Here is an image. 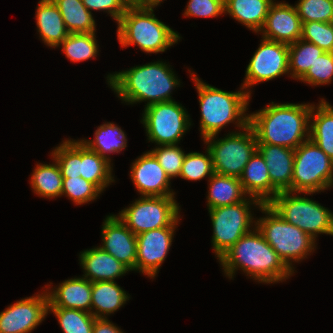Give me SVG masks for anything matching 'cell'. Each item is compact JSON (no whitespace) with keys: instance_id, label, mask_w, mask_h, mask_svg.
I'll use <instances>...</instances> for the list:
<instances>
[{"instance_id":"cell-1","label":"cell","mask_w":333,"mask_h":333,"mask_svg":"<svg viewBox=\"0 0 333 333\" xmlns=\"http://www.w3.org/2000/svg\"><path fill=\"white\" fill-rule=\"evenodd\" d=\"M255 230L244 234L219 258L225 274L232 278L241 268L258 282L273 283L287 279L294 270L283 262L257 227Z\"/></svg>"},{"instance_id":"cell-2","label":"cell","mask_w":333,"mask_h":333,"mask_svg":"<svg viewBox=\"0 0 333 333\" xmlns=\"http://www.w3.org/2000/svg\"><path fill=\"white\" fill-rule=\"evenodd\" d=\"M311 108L312 104L272 102L263 110L249 114V125L255 133L257 143L295 150L309 139Z\"/></svg>"},{"instance_id":"cell-3","label":"cell","mask_w":333,"mask_h":333,"mask_svg":"<svg viewBox=\"0 0 333 333\" xmlns=\"http://www.w3.org/2000/svg\"><path fill=\"white\" fill-rule=\"evenodd\" d=\"M107 80L120 99L130 104L147 100L146 106L173 101L171 90L180 83L160 61L108 75Z\"/></svg>"},{"instance_id":"cell-4","label":"cell","mask_w":333,"mask_h":333,"mask_svg":"<svg viewBox=\"0 0 333 333\" xmlns=\"http://www.w3.org/2000/svg\"><path fill=\"white\" fill-rule=\"evenodd\" d=\"M199 94L201 107L200 130L203 139L217 135L223 126L237 120V125L244 129L249 125L248 109L250 92H226L202 82L195 74L191 75Z\"/></svg>"},{"instance_id":"cell-5","label":"cell","mask_w":333,"mask_h":333,"mask_svg":"<svg viewBox=\"0 0 333 333\" xmlns=\"http://www.w3.org/2000/svg\"><path fill=\"white\" fill-rule=\"evenodd\" d=\"M151 6H128L118 22L121 46L138 45L146 53L164 52L180 40L179 34L155 18Z\"/></svg>"},{"instance_id":"cell-6","label":"cell","mask_w":333,"mask_h":333,"mask_svg":"<svg viewBox=\"0 0 333 333\" xmlns=\"http://www.w3.org/2000/svg\"><path fill=\"white\" fill-rule=\"evenodd\" d=\"M259 209L268 216L255 221L257 229L290 269L292 260L298 262L314 251L315 239L309 234L286 222L267 204Z\"/></svg>"},{"instance_id":"cell-7","label":"cell","mask_w":333,"mask_h":333,"mask_svg":"<svg viewBox=\"0 0 333 333\" xmlns=\"http://www.w3.org/2000/svg\"><path fill=\"white\" fill-rule=\"evenodd\" d=\"M291 192H280L267 204L275 213L313 239L317 234L333 236V213L307 197L294 196Z\"/></svg>"},{"instance_id":"cell-8","label":"cell","mask_w":333,"mask_h":333,"mask_svg":"<svg viewBox=\"0 0 333 333\" xmlns=\"http://www.w3.org/2000/svg\"><path fill=\"white\" fill-rule=\"evenodd\" d=\"M333 185V161L310 139L294 152L292 193L313 194Z\"/></svg>"},{"instance_id":"cell-9","label":"cell","mask_w":333,"mask_h":333,"mask_svg":"<svg viewBox=\"0 0 333 333\" xmlns=\"http://www.w3.org/2000/svg\"><path fill=\"white\" fill-rule=\"evenodd\" d=\"M243 130L246 132H233L219 140L214 139L216 135L204 139L216 174L240 178L249 159L256 153L258 143L253 129L248 125Z\"/></svg>"},{"instance_id":"cell-10","label":"cell","mask_w":333,"mask_h":333,"mask_svg":"<svg viewBox=\"0 0 333 333\" xmlns=\"http://www.w3.org/2000/svg\"><path fill=\"white\" fill-rule=\"evenodd\" d=\"M175 197L154 196L136 200L119 213V219L136 236L162 227H176L179 221V207Z\"/></svg>"},{"instance_id":"cell-11","label":"cell","mask_w":333,"mask_h":333,"mask_svg":"<svg viewBox=\"0 0 333 333\" xmlns=\"http://www.w3.org/2000/svg\"><path fill=\"white\" fill-rule=\"evenodd\" d=\"M263 204L256 198L217 208L208 209L213 225L212 244L218 259L230 249L244 234L250 232L252 222L249 205Z\"/></svg>"},{"instance_id":"cell-12","label":"cell","mask_w":333,"mask_h":333,"mask_svg":"<svg viewBox=\"0 0 333 333\" xmlns=\"http://www.w3.org/2000/svg\"><path fill=\"white\" fill-rule=\"evenodd\" d=\"M175 101L161 102L145 107L142 123L148 140L157 145H177L189 129V116Z\"/></svg>"},{"instance_id":"cell-13","label":"cell","mask_w":333,"mask_h":333,"mask_svg":"<svg viewBox=\"0 0 333 333\" xmlns=\"http://www.w3.org/2000/svg\"><path fill=\"white\" fill-rule=\"evenodd\" d=\"M288 61L287 44L263 38L246 68V78L241 89L289 73Z\"/></svg>"},{"instance_id":"cell-14","label":"cell","mask_w":333,"mask_h":333,"mask_svg":"<svg viewBox=\"0 0 333 333\" xmlns=\"http://www.w3.org/2000/svg\"><path fill=\"white\" fill-rule=\"evenodd\" d=\"M47 313V292L21 299L0 313V333H30Z\"/></svg>"},{"instance_id":"cell-15","label":"cell","mask_w":333,"mask_h":333,"mask_svg":"<svg viewBox=\"0 0 333 333\" xmlns=\"http://www.w3.org/2000/svg\"><path fill=\"white\" fill-rule=\"evenodd\" d=\"M176 227H162L136 236V270L155 277L170 249Z\"/></svg>"},{"instance_id":"cell-16","label":"cell","mask_w":333,"mask_h":333,"mask_svg":"<svg viewBox=\"0 0 333 333\" xmlns=\"http://www.w3.org/2000/svg\"><path fill=\"white\" fill-rule=\"evenodd\" d=\"M260 31L264 39L287 45L301 39L302 21L296 7L284 2H273Z\"/></svg>"},{"instance_id":"cell-17","label":"cell","mask_w":333,"mask_h":333,"mask_svg":"<svg viewBox=\"0 0 333 333\" xmlns=\"http://www.w3.org/2000/svg\"><path fill=\"white\" fill-rule=\"evenodd\" d=\"M131 179L142 196L174 197L169 189L170 178L149 151L132 163Z\"/></svg>"},{"instance_id":"cell-18","label":"cell","mask_w":333,"mask_h":333,"mask_svg":"<svg viewBox=\"0 0 333 333\" xmlns=\"http://www.w3.org/2000/svg\"><path fill=\"white\" fill-rule=\"evenodd\" d=\"M104 221L101 248L131 271L136 270V235L116 215H110Z\"/></svg>"},{"instance_id":"cell-19","label":"cell","mask_w":333,"mask_h":333,"mask_svg":"<svg viewBox=\"0 0 333 333\" xmlns=\"http://www.w3.org/2000/svg\"><path fill=\"white\" fill-rule=\"evenodd\" d=\"M257 151L266 162L272 183V199L280 192L292 193L294 149L278 145L258 144Z\"/></svg>"},{"instance_id":"cell-20","label":"cell","mask_w":333,"mask_h":333,"mask_svg":"<svg viewBox=\"0 0 333 333\" xmlns=\"http://www.w3.org/2000/svg\"><path fill=\"white\" fill-rule=\"evenodd\" d=\"M92 282L72 278L62 282L53 292H47L48 308H71L91 313Z\"/></svg>"},{"instance_id":"cell-21","label":"cell","mask_w":333,"mask_h":333,"mask_svg":"<svg viewBox=\"0 0 333 333\" xmlns=\"http://www.w3.org/2000/svg\"><path fill=\"white\" fill-rule=\"evenodd\" d=\"M80 264L85 270L86 279L91 282L114 281L130 269L101 247L81 252Z\"/></svg>"},{"instance_id":"cell-22","label":"cell","mask_w":333,"mask_h":333,"mask_svg":"<svg viewBox=\"0 0 333 333\" xmlns=\"http://www.w3.org/2000/svg\"><path fill=\"white\" fill-rule=\"evenodd\" d=\"M239 179L244 192L249 194L250 198L254 197L262 204H268L272 200L269 171L264 158L258 151L249 159Z\"/></svg>"},{"instance_id":"cell-23","label":"cell","mask_w":333,"mask_h":333,"mask_svg":"<svg viewBox=\"0 0 333 333\" xmlns=\"http://www.w3.org/2000/svg\"><path fill=\"white\" fill-rule=\"evenodd\" d=\"M35 18L41 39L50 47H58L70 34L53 0H40Z\"/></svg>"},{"instance_id":"cell-24","label":"cell","mask_w":333,"mask_h":333,"mask_svg":"<svg viewBox=\"0 0 333 333\" xmlns=\"http://www.w3.org/2000/svg\"><path fill=\"white\" fill-rule=\"evenodd\" d=\"M273 0H224L225 13L252 29L260 31Z\"/></svg>"},{"instance_id":"cell-25","label":"cell","mask_w":333,"mask_h":333,"mask_svg":"<svg viewBox=\"0 0 333 333\" xmlns=\"http://www.w3.org/2000/svg\"><path fill=\"white\" fill-rule=\"evenodd\" d=\"M316 113H315V109ZM309 125V139L333 161V108L325 100L312 106Z\"/></svg>"},{"instance_id":"cell-26","label":"cell","mask_w":333,"mask_h":333,"mask_svg":"<svg viewBox=\"0 0 333 333\" xmlns=\"http://www.w3.org/2000/svg\"><path fill=\"white\" fill-rule=\"evenodd\" d=\"M126 292L115 281L92 282L91 314L95 318H107L105 314L117 311L128 299ZM103 314V315H102Z\"/></svg>"},{"instance_id":"cell-27","label":"cell","mask_w":333,"mask_h":333,"mask_svg":"<svg viewBox=\"0 0 333 333\" xmlns=\"http://www.w3.org/2000/svg\"><path fill=\"white\" fill-rule=\"evenodd\" d=\"M209 180L208 209L232 205L246 199V193L238 177L214 173Z\"/></svg>"},{"instance_id":"cell-28","label":"cell","mask_w":333,"mask_h":333,"mask_svg":"<svg viewBox=\"0 0 333 333\" xmlns=\"http://www.w3.org/2000/svg\"><path fill=\"white\" fill-rule=\"evenodd\" d=\"M110 162L81 142L80 177L93 183L101 192L114 179Z\"/></svg>"},{"instance_id":"cell-29","label":"cell","mask_w":333,"mask_h":333,"mask_svg":"<svg viewBox=\"0 0 333 333\" xmlns=\"http://www.w3.org/2000/svg\"><path fill=\"white\" fill-rule=\"evenodd\" d=\"M69 33L95 32V20L82 0H53Z\"/></svg>"},{"instance_id":"cell-30","label":"cell","mask_w":333,"mask_h":333,"mask_svg":"<svg viewBox=\"0 0 333 333\" xmlns=\"http://www.w3.org/2000/svg\"><path fill=\"white\" fill-rule=\"evenodd\" d=\"M95 140H81L88 148L98 153L101 157L108 160L107 153H119L127 146V139L124 131L114 123H106L95 131Z\"/></svg>"},{"instance_id":"cell-31","label":"cell","mask_w":333,"mask_h":333,"mask_svg":"<svg viewBox=\"0 0 333 333\" xmlns=\"http://www.w3.org/2000/svg\"><path fill=\"white\" fill-rule=\"evenodd\" d=\"M55 164H38L31 176V186L37 195L54 198L62 193L63 177L56 160Z\"/></svg>"},{"instance_id":"cell-32","label":"cell","mask_w":333,"mask_h":333,"mask_svg":"<svg viewBox=\"0 0 333 333\" xmlns=\"http://www.w3.org/2000/svg\"><path fill=\"white\" fill-rule=\"evenodd\" d=\"M289 50V72L291 77L300 80L313 66L318 56L325 51L317 45L302 39L297 40L293 44L288 45ZM293 71V72H292Z\"/></svg>"},{"instance_id":"cell-33","label":"cell","mask_w":333,"mask_h":333,"mask_svg":"<svg viewBox=\"0 0 333 333\" xmlns=\"http://www.w3.org/2000/svg\"><path fill=\"white\" fill-rule=\"evenodd\" d=\"M95 32L70 33L59 45L62 52L73 62L85 61L96 57L98 53Z\"/></svg>"},{"instance_id":"cell-34","label":"cell","mask_w":333,"mask_h":333,"mask_svg":"<svg viewBox=\"0 0 333 333\" xmlns=\"http://www.w3.org/2000/svg\"><path fill=\"white\" fill-rule=\"evenodd\" d=\"M63 178L80 177L81 141L66 140L52 152Z\"/></svg>"},{"instance_id":"cell-35","label":"cell","mask_w":333,"mask_h":333,"mask_svg":"<svg viewBox=\"0 0 333 333\" xmlns=\"http://www.w3.org/2000/svg\"><path fill=\"white\" fill-rule=\"evenodd\" d=\"M52 311L64 333H93L95 317L88 312L71 308H48Z\"/></svg>"},{"instance_id":"cell-36","label":"cell","mask_w":333,"mask_h":333,"mask_svg":"<svg viewBox=\"0 0 333 333\" xmlns=\"http://www.w3.org/2000/svg\"><path fill=\"white\" fill-rule=\"evenodd\" d=\"M207 155L197 152H191L185 155L180 177L187 180H201L206 175L209 178L215 173L212 157L209 149Z\"/></svg>"},{"instance_id":"cell-37","label":"cell","mask_w":333,"mask_h":333,"mask_svg":"<svg viewBox=\"0 0 333 333\" xmlns=\"http://www.w3.org/2000/svg\"><path fill=\"white\" fill-rule=\"evenodd\" d=\"M301 39L317 45L325 52H333V22H302Z\"/></svg>"},{"instance_id":"cell-38","label":"cell","mask_w":333,"mask_h":333,"mask_svg":"<svg viewBox=\"0 0 333 333\" xmlns=\"http://www.w3.org/2000/svg\"><path fill=\"white\" fill-rule=\"evenodd\" d=\"M296 9L302 22H333V0H299Z\"/></svg>"},{"instance_id":"cell-39","label":"cell","mask_w":333,"mask_h":333,"mask_svg":"<svg viewBox=\"0 0 333 333\" xmlns=\"http://www.w3.org/2000/svg\"><path fill=\"white\" fill-rule=\"evenodd\" d=\"M101 191L82 177L63 178L62 193L77 205L96 199Z\"/></svg>"},{"instance_id":"cell-40","label":"cell","mask_w":333,"mask_h":333,"mask_svg":"<svg viewBox=\"0 0 333 333\" xmlns=\"http://www.w3.org/2000/svg\"><path fill=\"white\" fill-rule=\"evenodd\" d=\"M150 152L155 156L170 179L180 176L186 154L178 145H161Z\"/></svg>"},{"instance_id":"cell-41","label":"cell","mask_w":333,"mask_h":333,"mask_svg":"<svg viewBox=\"0 0 333 333\" xmlns=\"http://www.w3.org/2000/svg\"><path fill=\"white\" fill-rule=\"evenodd\" d=\"M333 77V52H324L318 56L313 66L300 79L311 85H323L332 81Z\"/></svg>"},{"instance_id":"cell-42","label":"cell","mask_w":333,"mask_h":333,"mask_svg":"<svg viewBox=\"0 0 333 333\" xmlns=\"http://www.w3.org/2000/svg\"><path fill=\"white\" fill-rule=\"evenodd\" d=\"M184 16L215 17L225 13L224 0H189Z\"/></svg>"},{"instance_id":"cell-43","label":"cell","mask_w":333,"mask_h":333,"mask_svg":"<svg viewBox=\"0 0 333 333\" xmlns=\"http://www.w3.org/2000/svg\"><path fill=\"white\" fill-rule=\"evenodd\" d=\"M85 7L90 10H105L113 19L120 21L128 5L122 0H82Z\"/></svg>"},{"instance_id":"cell-44","label":"cell","mask_w":333,"mask_h":333,"mask_svg":"<svg viewBox=\"0 0 333 333\" xmlns=\"http://www.w3.org/2000/svg\"><path fill=\"white\" fill-rule=\"evenodd\" d=\"M93 333H123L107 318H95Z\"/></svg>"},{"instance_id":"cell-45","label":"cell","mask_w":333,"mask_h":333,"mask_svg":"<svg viewBox=\"0 0 333 333\" xmlns=\"http://www.w3.org/2000/svg\"><path fill=\"white\" fill-rule=\"evenodd\" d=\"M163 0H139L140 6H151L156 7L159 5Z\"/></svg>"},{"instance_id":"cell-46","label":"cell","mask_w":333,"mask_h":333,"mask_svg":"<svg viewBox=\"0 0 333 333\" xmlns=\"http://www.w3.org/2000/svg\"><path fill=\"white\" fill-rule=\"evenodd\" d=\"M125 2L128 6H137L139 5V0H122Z\"/></svg>"}]
</instances>
